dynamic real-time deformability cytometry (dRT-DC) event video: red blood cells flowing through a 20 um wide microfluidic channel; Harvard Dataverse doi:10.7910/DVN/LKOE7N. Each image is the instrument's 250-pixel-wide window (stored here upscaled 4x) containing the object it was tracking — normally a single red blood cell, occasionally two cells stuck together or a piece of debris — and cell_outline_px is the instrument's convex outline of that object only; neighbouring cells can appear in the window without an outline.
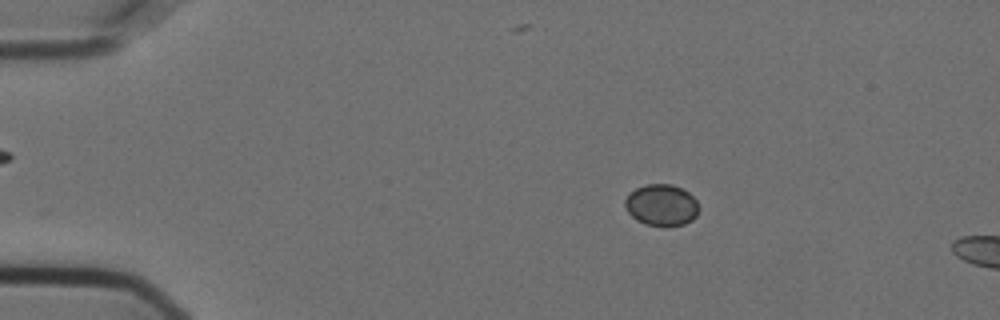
{"species": "Egyptian fruit bat (a non-hibernating species)", "species_latin": "Rousettus aegyptiacus", "temperature_condition": "cold", "stored_images_in_passage": 55, "segment_of_instrument_passage": [1, 2], "camera_frame_rate_fps": 3000, "um_per_image_px": 0.085, "animal": {"sex": "female"}, "frame": {"image": 1, "passage_image": 8, "time_ms": 2.333, "image_size_px": [1000, 320], "cell_outline_px": [[696, 216], [692, 220], [684, 224], [644, 224], [636, 220], [628, 212], [624, 204], [624, 200], [636, 188], [648, 184], [672, 184], [688, 192], [696, 200]], "centroid_in_image_um": [56.2, 17.41], "position_along_channel_um": 28.8, "area_um2": 17.28}}
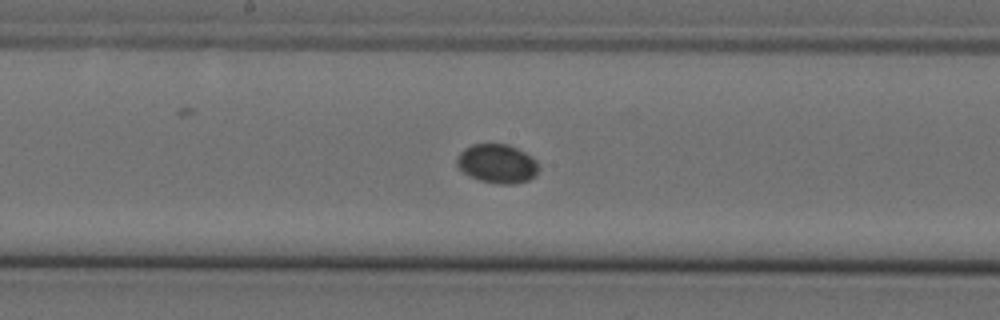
{"frame": {"image": 2, "passage_image": 28, "time_ms": 9.0, "image_size_px": [1000, 320], "cell_outline_px": [[540, 168], [536, 176], [528, 180], [512, 184], [496, 184], [480, 180], [464, 172], [456, 164], [456, 156], [464, 148], [472, 144], [508, 144], [532, 156], [536, 160]], "centroid_in_image_um": [42.28, 13.9], "position_along_channel_um": 205.9, "area_um2": 18.67}}
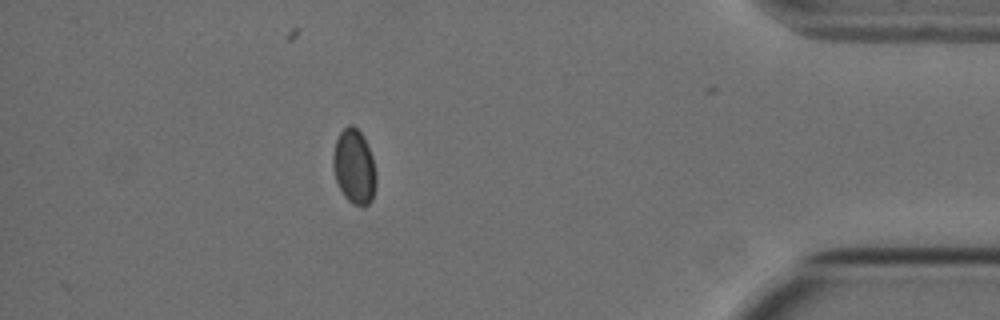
{"frame": {"image": 3, "passage_image": 48, "time_ms": 15.667, "image_size_px": [1000, 320], "cell_outline_px": [[376, 184], [372, 200], [364, 208], [352, 204], [344, 196], [336, 180], [332, 164], [332, 156], [336, 140], [340, 132], [348, 124], [352, 124], [360, 132], [372, 156], [376, 172]], "centroid_in_image_um": [30.1, 14.2], "position_along_channel_um": 405.1, "area_um2": 18.79}}